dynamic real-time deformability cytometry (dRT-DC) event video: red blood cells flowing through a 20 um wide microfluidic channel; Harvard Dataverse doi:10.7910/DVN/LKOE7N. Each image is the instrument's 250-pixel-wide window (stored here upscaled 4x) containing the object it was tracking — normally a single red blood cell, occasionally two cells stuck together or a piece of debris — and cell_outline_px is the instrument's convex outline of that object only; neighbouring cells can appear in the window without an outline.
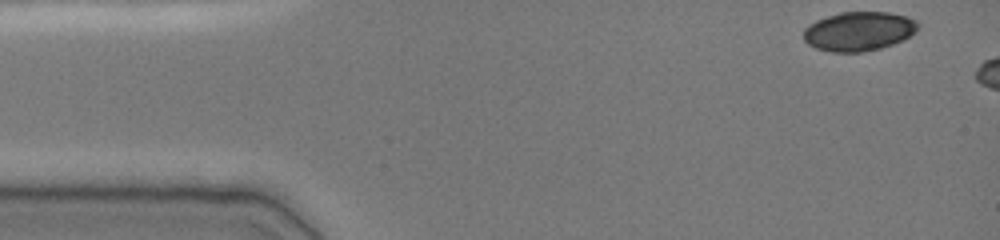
{"species": "common noctule bat (a hibernating species)", "species_latin": "Nyctalus noctula", "temperature_condition": "cold", "stored_images_in_passage": 4, "camera_frame_rate_fps": 3000, "um_per_image_px": 0.085, "animal": {"sex": "female", "body_mass_g": 19.0, "forearm_length_mm": 51.5}, "frame": {"image": 1, "passage_image": 1, "time_ms": 0.0, "image_size_px": [1000, 240], "cell_outline_px": [[920, 28], [916, 32], [904, 40], [880, 48], [860, 52], [832, 52], [816, 48], [808, 44], [804, 40], [804, 28], [808, 24], [816, 20], [840, 12], [888, 12], [908, 16], [916, 20], [920, 24]], "centroid_in_image_um": [73.03, 2.65], "position_along_channel_um": 12.0, "area_um2": 26.36}}